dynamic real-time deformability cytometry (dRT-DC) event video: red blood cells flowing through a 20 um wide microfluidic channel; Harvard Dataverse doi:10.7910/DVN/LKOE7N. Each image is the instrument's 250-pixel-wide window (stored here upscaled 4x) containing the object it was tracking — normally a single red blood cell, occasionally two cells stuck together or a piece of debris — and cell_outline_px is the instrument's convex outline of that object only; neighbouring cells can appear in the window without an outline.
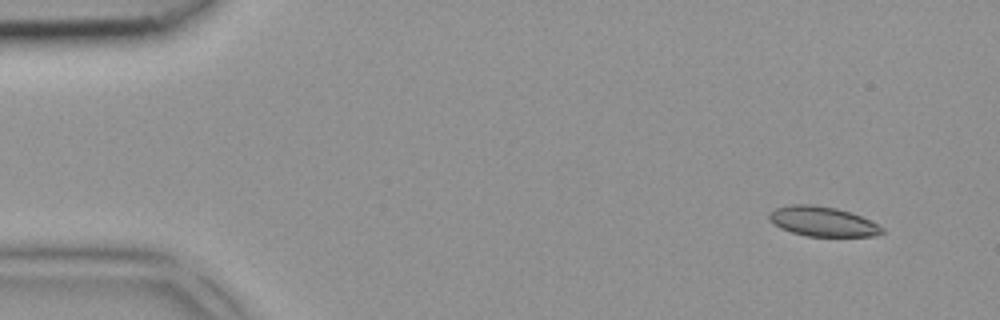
{"species": "common noctule bat (a hibernating species)", "species_latin": "Nyctalus noctula", "temperature_condition": "room temperature", "stored_images_in_passage": 3, "camera_frame_rate_fps": 3000, "um_per_image_px": 0.085, "animal": {"sex": "female", "body_mass_g": 18.4}, "frame": {"image": 1, "passage_image": 1, "time_ms": 0.0, "image_size_px": [1000, 320], "cell_outline_px": [[884, 232], [876, 236], [808, 236], [792, 232], [780, 228], [768, 220], [768, 212], [776, 208], [792, 204], [812, 204], [836, 208], [860, 216], [884, 228]], "centroid_in_image_um": [69.88, 18.82], "position_along_channel_um": 15.1, "area_um2": 19.48}}
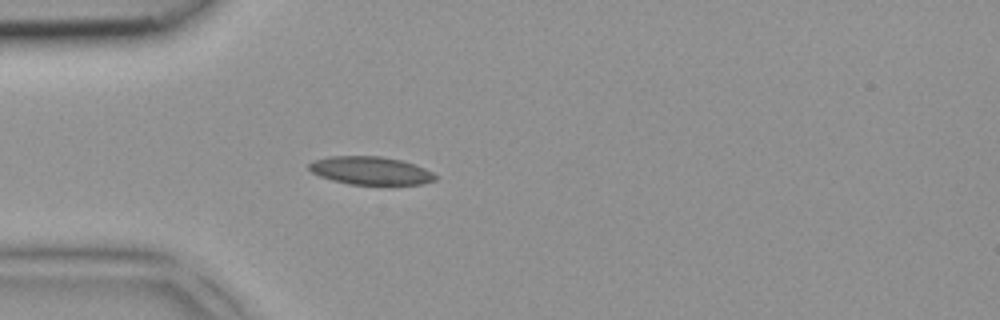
{"frame": {"image": 2, "passage_image": 3, "time_ms": 0.667, "image_size_px": [1000, 320], "cell_outline_px": [[436, 180], [420, 184], [348, 184], [332, 180], [320, 176], [312, 172], [308, 168], [308, 164], [312, 160], [328, 156], [380, 156], [400, 160], [416, 164], [432, 172], [436, 176]], "centroid_in_image_um": [31.47, 14.49], "position_along_channel_um": 53.5, "area_um2": 20.63}}